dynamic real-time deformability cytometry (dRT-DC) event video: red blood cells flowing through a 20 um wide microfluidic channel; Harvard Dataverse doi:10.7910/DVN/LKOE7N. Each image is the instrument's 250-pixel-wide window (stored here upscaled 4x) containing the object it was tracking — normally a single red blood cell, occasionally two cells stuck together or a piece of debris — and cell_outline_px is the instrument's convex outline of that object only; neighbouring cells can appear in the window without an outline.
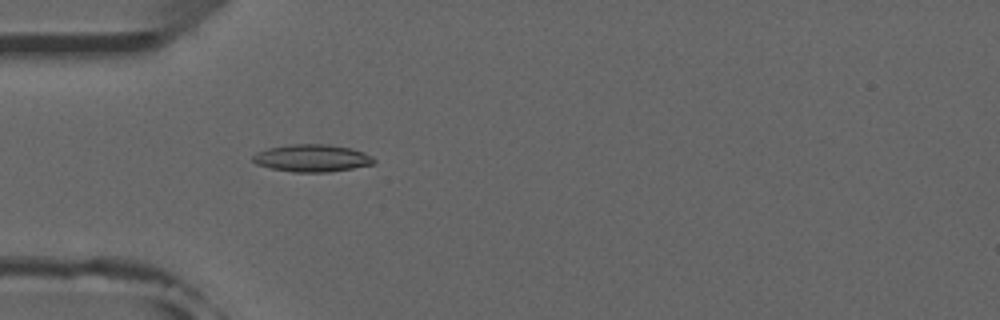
{"species": "common noctule bat (a hibernating species)", "species_latin": "Nyctalus noctula", "temperature_condition": "room temperature", "stored_images_in_passage": 50, "camera_frame_rate_fps": 3000, "um_per_image_px": 0.085, "animal": {"sex": "male", "forearm_length_mm": 52.5}, "frame": {"image": 1, "passage_image": 16, "time_ms": 5.0, "image_size_px": [1000, 320], "cell_outline_px": [[376, 164], [328, 172], [292, 172], [272, 168], [256, 164], [252, 160], [252, 156], [256, 152], [268, 148], [292, 144], [328, 144], [352, 148], [364, 152], [372, 156], [376, 160]], "centroid_in_image_um": [26.55, 13.44], "position_along_channel_um": 58.5, "area_um2": 19.42}}
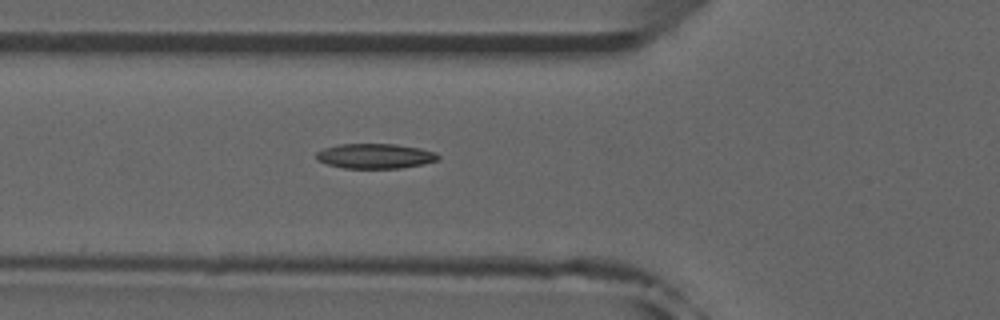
{"frame": {"image": 2, "passage_image": 19, "time_ms": 6.0, "image_size_px": [1000, 320], "cell_outline_px": [[440, 160], [424, 164], [400, 168], [344, 168], [328, 164], [316, 160], [316, 152], [324, 148], [340, 144], [396, 144], [420, 148], [436, 152], [440, 156]], "centroid_in_image_um": [31.92, 13.26], "position_along_channel_um": 93.9, "area_um2": 17.8}}
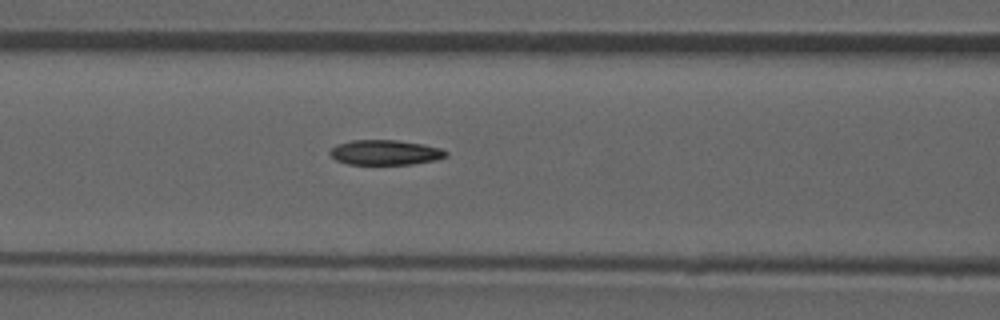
{"frame": {"image": 3, "passage_image": 22, "time_ms": 7.0, "image_size_px": [1000, 320], "cell_outline_px": [[448, 156], [436, 160], [412, 164], [348, 164], [336, 160], [328, 152], [336, 144], [352, 140], [396, 140], [424, 144], [440, 148], [448, 152]], "centroid_in_image_um": [32.75, 12.95], "position_along_channel_um": 133.8, "area_um2": 16.94}, "authors_computed_cell_mechanics": {"area_um2": 17.4556, "velocity_mm_per_s": 3.9432, "shape_relaxation_time_tau1_ms": 7.1715, "shape_relaxation_time_tau2_ms": 8.1832, "deformation_change_tau1": 0.1721, "deformation_change_tau2": 0.156}}